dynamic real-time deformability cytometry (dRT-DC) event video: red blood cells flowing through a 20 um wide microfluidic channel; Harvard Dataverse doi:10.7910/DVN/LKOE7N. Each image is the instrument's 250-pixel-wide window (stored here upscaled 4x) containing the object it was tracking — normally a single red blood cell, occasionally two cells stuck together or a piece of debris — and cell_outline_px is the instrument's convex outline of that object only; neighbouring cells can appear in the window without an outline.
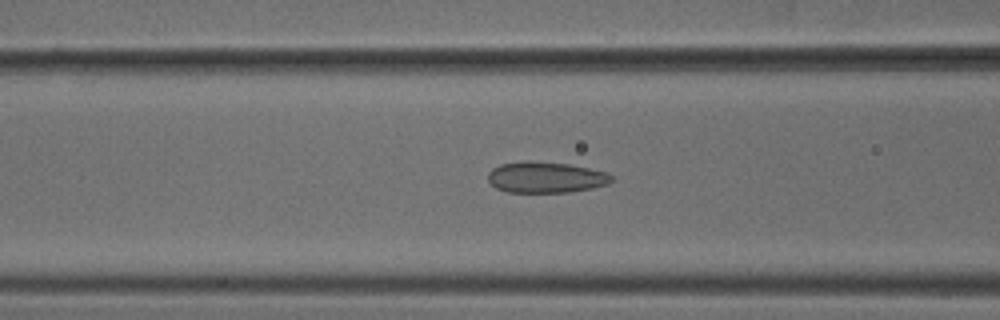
{"species": "common noctule bat (a hibernating species)", "species_latin": "Nyctalus noctula", "temperature_condition": "cold", "stored_images_in_passage": 52, "camera_frame_rate_fps": 3000, "um_per_image_px": 0.085, "animal": {"sex": "male", "body_mass_g": 18.8}, "frame": {"image": 1, "passage_image": 21, "time_ms": 6.667, "image_size_px": [1000, 320], "cell_outline_px": [[616, 180], [608, 184], [592, 188], [568, 192], [508, 192], [496, 188], [488, 180], [488, 172], [492, 168], [500, 164], [524, 160], [532, 160], [568, 164], [588, 168], [604, 172], [612, 176]], "centroid_in_image_um": [46.37, 15.06], "position_along_channel_um": 120.2, "area_um2": 22.48}}
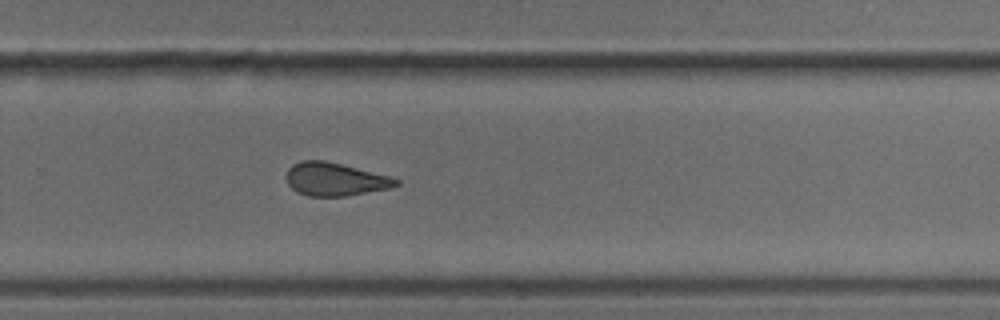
{"frame": {"image": 2, "passage_image": 35, "time_ms": 11.333, "image_size_px": [1000, 320], "cell_outline_px": [[400, 184], [392, 188], [344, 196], [308, 196], [296, 192], [288, 184], [284, 176], [288, 168], [292, 164], [300, 160], [324, 160], [388, 176], [400, 180]], "centroid_in_image_um": [28.43, 15.24], "position_along_channel_um": 301.4, "area_um2": 21.21}}
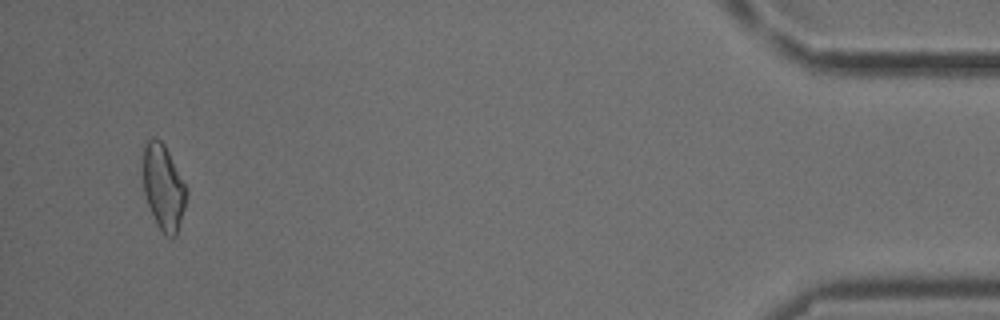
{"frame": {"image": 3, "passage_image": 50, "time_ms": 16.333, "image_size_px": [1000, 320], "cell_outline_px": [[188, 192], [184, 208], [176, 236], [164, 236], [156, 224], [148, 204], [144, 192], [144, 144], [152, 136], [156, 136], [164, 144], [188, 188]], "centroid_in_image_um": [13.91, 15.91], "position_along_channel_um": 421.3, "area_um2": 21.56}, "authors_computed_cell_mechanics": {"area_um2": 22.2819, "velocity_mm_per_s": 3.8777, "shape_relaxation_time_tau1_ms": 9.9629, "shape_relaxation_time_tau2_ms": 3.1406, "deformation_change_tau1": 0.1248, "deformation_change_tau2": 0.0839}}